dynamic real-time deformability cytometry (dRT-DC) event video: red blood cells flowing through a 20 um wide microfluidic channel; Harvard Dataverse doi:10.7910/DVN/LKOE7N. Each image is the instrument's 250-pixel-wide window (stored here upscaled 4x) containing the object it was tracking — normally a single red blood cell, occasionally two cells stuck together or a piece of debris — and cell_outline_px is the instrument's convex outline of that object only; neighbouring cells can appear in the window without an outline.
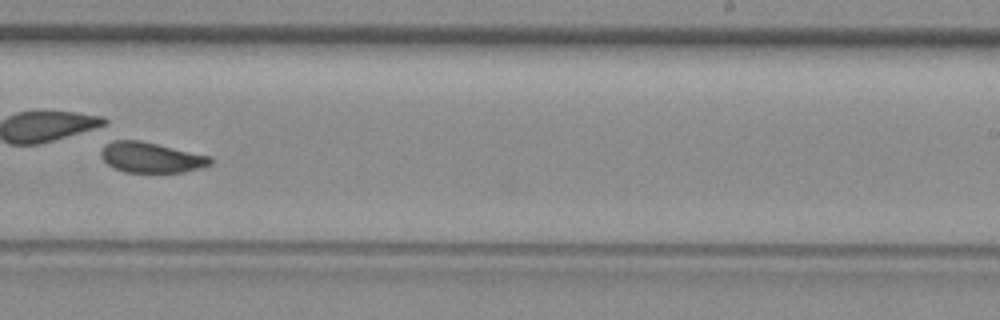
{"species": "common noctule bat (a hibernating species)", "species_latin": "Nyctalus noctula", "temperature_condition": "room temperature", "stored_images_in_passage": 27, "camera_frame_rate_fps": 3000, "um_per_image_px": 0.085, "animal": {"sex": "female", "body_mass_g": 29.2, "forearm_length_mm": 56.3}, "frame": {"image": 1, "passage_image": 16, "time_ms": 5.0, "image_size_px": [1000, 320], "cell_outline_px": [[212, 164], [200, 168], [184, 172], [124, 172], [108, 164], [100, 156], [100, 152], [104, 144], [112, 140], [140, 140], [212, 156]], "centroid_in_image_um": [12.85, 13.37], "position_along_channel_um": 276.2, "area_um2": 19.48}}